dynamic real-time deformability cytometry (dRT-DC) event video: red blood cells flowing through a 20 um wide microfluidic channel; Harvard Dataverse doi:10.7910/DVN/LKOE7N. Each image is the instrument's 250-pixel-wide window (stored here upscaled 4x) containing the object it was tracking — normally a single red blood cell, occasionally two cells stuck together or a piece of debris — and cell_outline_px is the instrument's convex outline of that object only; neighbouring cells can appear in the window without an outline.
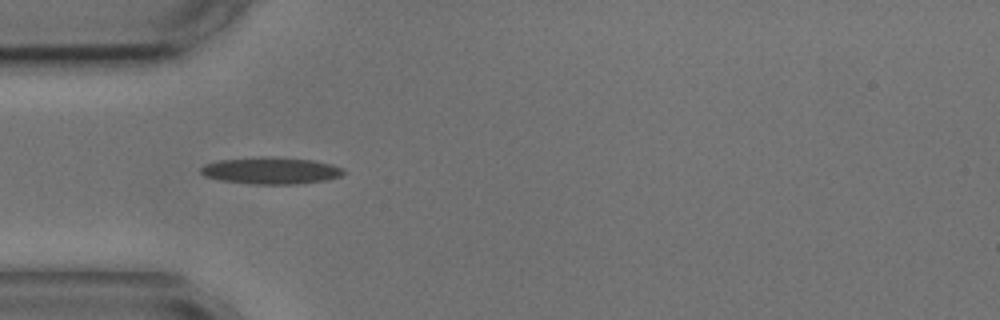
{"species": "common noctule bat (a hibernating species)", "species_latin": "Nyctalus noctula", "temperature_condition": "cold", "stored_images_in_passage": 6, "camera_frame_rate_fps": 3000, "um_per_image_px": 0.085, "animal": {"sex": "male", "body_mass_g": 17.9, "forearm_length_mm": 54.2}, "frame": {"image": 1, "passage_image": 5, "time_ms": 5.0, "image_size_px": [1000, 320], "cell_outline_px": [[344, 172], [340, 176], [328, 180], [296, 184], [252, 184], [220, 180], [204, 176], [200, 172], [200, 168], [204, 164], [220, 160], [256, 156], [272, 156], [312, 160], [332, 164], [344, 168]], "centroid_in_image_um": [23.02, 14.49], "position_along_channel_um": 62.0, "area_um2": 22.6}}